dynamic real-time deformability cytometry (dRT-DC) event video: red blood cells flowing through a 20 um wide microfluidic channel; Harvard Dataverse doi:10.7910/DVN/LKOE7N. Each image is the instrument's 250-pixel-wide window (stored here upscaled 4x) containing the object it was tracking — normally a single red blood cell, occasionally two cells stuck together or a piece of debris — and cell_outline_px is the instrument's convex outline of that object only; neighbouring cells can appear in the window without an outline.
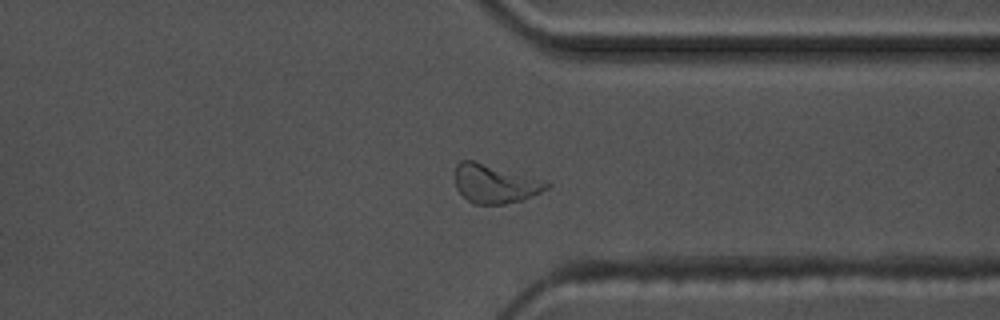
{"species": "common noctule bat (a hibernating species)", "species_latin": "Nyctalus noctula", "temperature_condition": "warm", "stored_images_in_passage": 38, "camera_frame_rate_fps": 3000, "um_per_image_px": 0.085, "animal": {"sex": "male", "body_mass_g": 17.5, "forearm_length_mm": 52.3}, "frame": {"image": 1, "passage_image": 27, "time_ms": 8.667, "image_size_px": [1000, 320], "cell_outline_px": [[552, 184], [548, 188], [524, 200], [504, 204], [472, 204], [456, 188], [456, 164], [460, 160], [472, 160], [548, 180]], "centroid_in_image_um": [42.12, 15.62], "position_along_channel_um": 369.3, "area_um2": 20.87}}
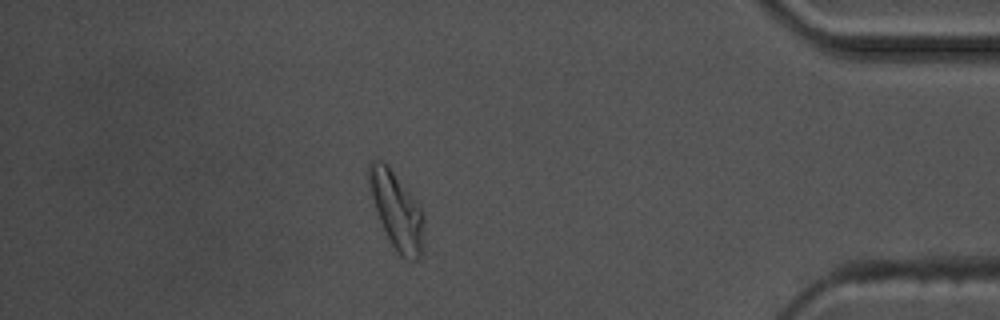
{"frame": {"image": 2, "passage_image": 33, "time_ms": 10.667, "image_size_px": [1000, 320], "cell_outline_px": [[424, 244], [420, 256], [416, 260], [412, 260], [404, 256], [392, 244], [376, 212], [368, 180], [368, 164], [372, 160], [380, 160], [388, 164], [420, 204], [424, 216]], "centroid_in_image_um": [33.74, 17.83], "position_along_channel_um": 401.5, "area_um2": 24.57}}